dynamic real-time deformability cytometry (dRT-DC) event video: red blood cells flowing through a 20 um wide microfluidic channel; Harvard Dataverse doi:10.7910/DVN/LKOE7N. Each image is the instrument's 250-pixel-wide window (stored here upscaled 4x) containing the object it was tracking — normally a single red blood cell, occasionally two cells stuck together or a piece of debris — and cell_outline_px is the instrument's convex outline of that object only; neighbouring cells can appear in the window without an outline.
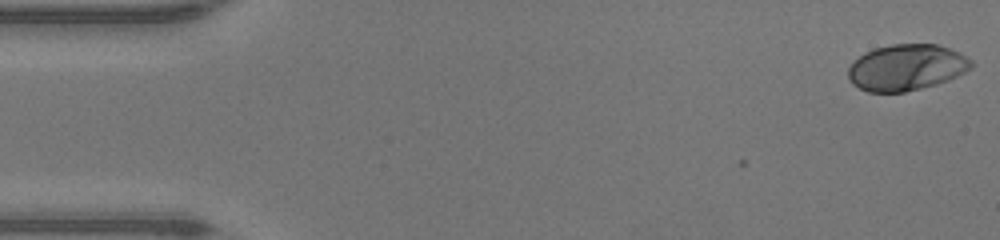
{"species": "human", "species_latin": "Homo sapiens", "temperature_condition": "warm", "stored_images_in_passage": 47, "camera_frame_rate_fps": 3000, "um_per_image_px": 0.085, "donor": {"sex": "male"}, "frame": {"image": 1, "passage_image": 1, "time_ms": 0.0, "image_size_px": [1000, 240], "cell_outline_px": [[972, 68], [948, 80], [936, 84], [904, 92], [868, 92], [852, 84], [848, 76], [848, 68], [864, 52], [876, 48], [892, 44], [936, 44], [948, 48], [972, 60]], "centroid_in_image_um": [77.03, 5.73], "position_along_channel_um": 8.0, "area_um2": 32.77}}
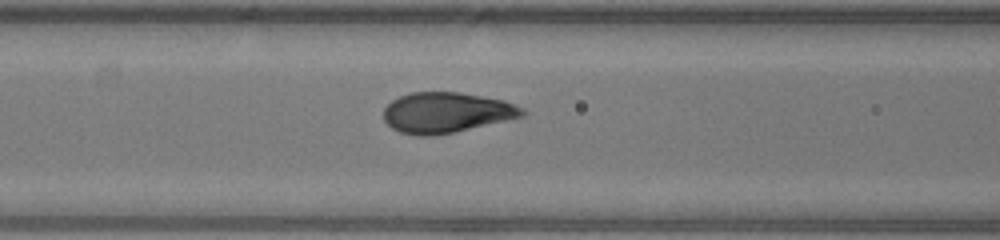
{"frame": {"image": 2, "passage_image": 19, "time_ms": 6.0, "image_size_px": [1000, 240], "cell_outline_px": [[528, 112], [524, 116], [452, 132], [432, 136], [416, 136], [400, 132], [392, 128], [384, 120], [384, 108], [392, 100], [400, 96], [412, 92], [460, 92], [504, 100], [524, 108]], "centroid_in_image_um": [37.94, 9.56], "position_along_channel_um": 128.7, "area_um2": 32.6}}
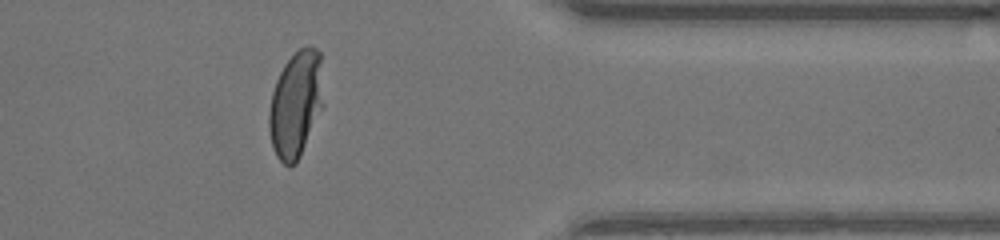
{"frame": {"image": 3, "passage_image": 38, "time_ms": 12.333, "image_size_px": [1000, 240], "cell_outline_px": [[324, 104], [300, 156], [296, 164], [288, 168], [276, 156], [272, 148], [268, 128], [268, 112], [272, 92], [276, 80], [284, 64], [300, 48], [308, 44], [316, 48], [320, 52]], "centroid_in_image_um": [25.14, 8.87], "position_along_channel_um": 386.3, "area_um2": 34.1}, "authors_computed_cell_mechanics": {"area_um2": 33.0616, "velocity_mm_per_s": 4.3786, "shape_relaxation_time_tau1_ms": 2.9823, "shape_relaxation_time_tau2_ms": null, "deformation_change_tau1": 0.2102, "deformation_change_tau2": null}}